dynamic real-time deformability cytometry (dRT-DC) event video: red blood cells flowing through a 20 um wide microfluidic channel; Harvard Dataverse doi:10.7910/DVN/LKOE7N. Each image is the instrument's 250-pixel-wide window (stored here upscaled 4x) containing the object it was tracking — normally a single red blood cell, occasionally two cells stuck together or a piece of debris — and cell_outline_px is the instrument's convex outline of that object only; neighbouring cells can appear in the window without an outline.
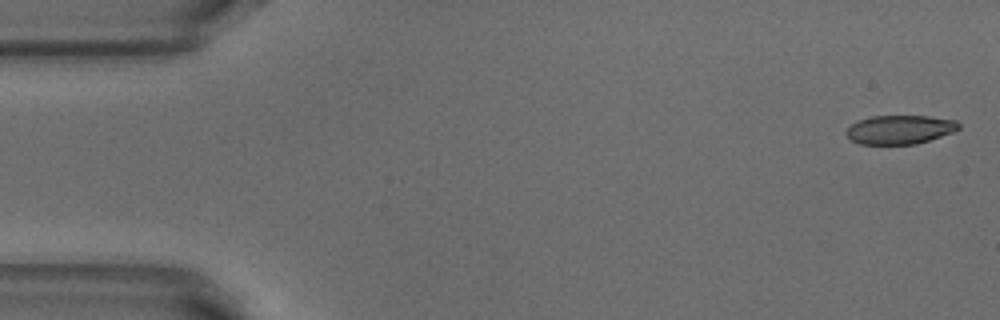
{"species": "common noctule bat (a hibernating species)", "species_latin": "Nyctalus noctula", "temperature_condition": "warm", "stored_images_in_passage": 51, "camera_frame_rate_fps": 3000, "um_per_image_px": 0.085, "animal": {"sex": "male", "body_mass_g": 18.8}, "frame": {"image": 1, "passage_image": 1, "time_ms": 0.0, "image_size_px": [1000, 320], "cell_outline_px": [[960, 128], [952, 132], [916, 144], [860, 144], [852, 140], [844, 132], [856, 120], [872, 116], [928, 116], [956, 120], [960, 124]], "centroid_in_image_um": [76.47, 11.01], "position_along_channel_um": 8.5, "area_um2": 18.84}}
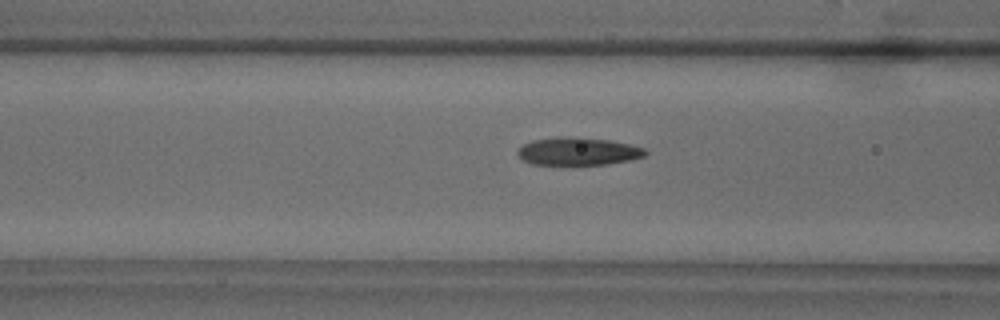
{"frame": {"image": 2, "passage_image": 19, "time_ms": 6.0, "image_size_px": [1000, 320], "cell_outline_px": [[648, 152], [644, 156], [628, 160], [608, 164], [532, 164], [524, 160], [516, 152], [524, 144], [532, 140], [560, 136], [564, 136], [608, 140], [628, 144], [644, 148]], "centroid_in_image_um": [49.13, 12.86], "position_along_channel_um": 117.5, "area_um2": 20.35}}
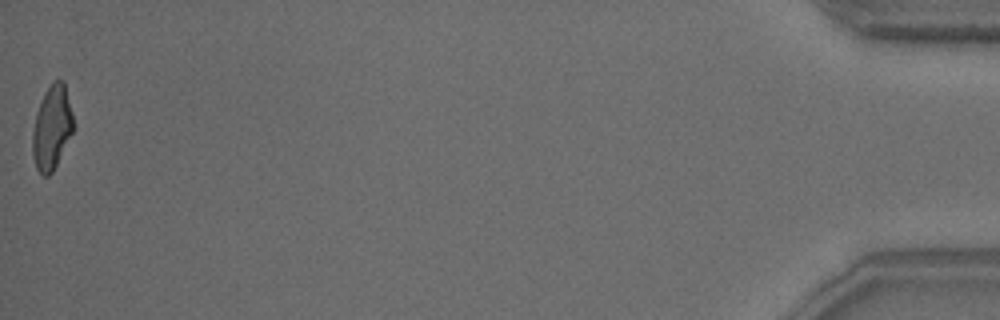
{"frame": {"image": 3, "passage_image": 51, "time_ms": 16.667, "image_size_px": [1000, 320], "cell_outline_px": [[72, 132], [52, 172], [48, 176], [44, 176], [36, 168], [32, 152], [32, 132], [36, 112], [44, 92], [52, 80], [64, 80], [72, 112]], "centroid_in_image_um": [4.38, 10.8], "position_along_channel_um": 430.8, "area_um2": 19.77}, "authors_computed_cell_mechanics": {"area_um2": 20.5768, "velocity_mm_per_s": 3.878, "shape_relaxation_time_tau1_ms": 7.5348, "shape_relaxation_time_tau2_ms": 1.8849, "deformation_change_tau1": 0.2136, "deformation_change_tau2": 0.0953}}